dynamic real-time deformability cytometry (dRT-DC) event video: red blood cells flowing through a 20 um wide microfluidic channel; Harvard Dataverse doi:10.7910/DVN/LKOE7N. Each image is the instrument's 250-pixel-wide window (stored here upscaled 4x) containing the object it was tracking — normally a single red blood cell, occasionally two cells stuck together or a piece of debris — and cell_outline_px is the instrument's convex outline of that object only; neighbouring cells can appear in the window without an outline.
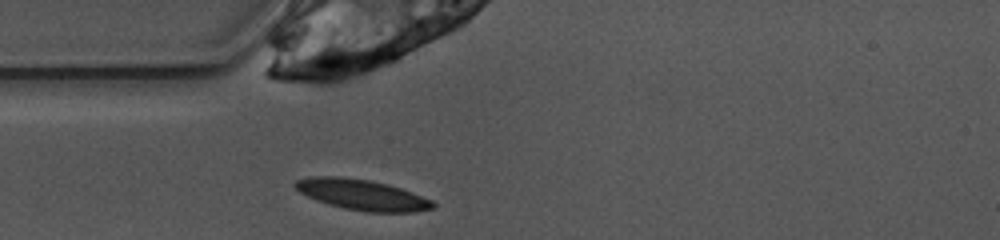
{"species": "common noctule bat (a hibernating species)", "species_latin": "Nyctalus noctula", "temperature_condition": "warm", "stored_images_in_passage": 38, "camera_frame_rate_fps": 3000, "um_per_image_px": 0.085, "animal": {"sex": "female", "body_mass_g": 10.0, "forearm_length_mm": 53.1}, "frame": {"image": 1, "passage_image": 1, "time_ms": 0.0, "image_size_px": [1000, 240], "cell_outline_px": [[436, 208], [416, 212], [368, 212], [344, 208], [328, 204], [316, 200], [300, 192], [292, 184], [296, 180], [312, 176], [340, 176], [372, 180], [388, 184], [412, 192], [432, 200], [436, 204]], "centroid_in_image_um": [30.8, 16.55], "position_along_channel_um": 54.2, "area_um2": 24.74}}
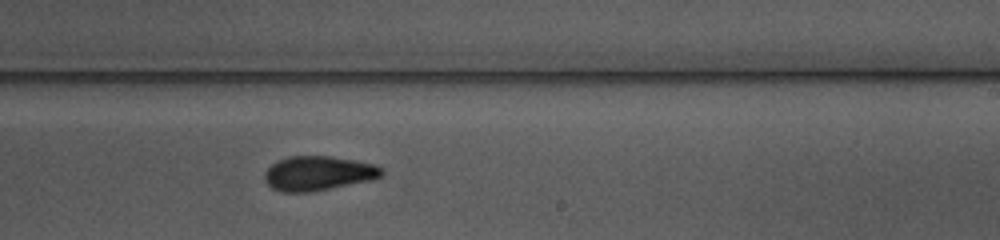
{"frame": {"image": 2, "passage_image": 17, "time_ms": 5.333, "image_size_px": [1000, 240], "cell_outline_px": [[384, 176], [372, 180], [308, 192], [280, 192], [272, 188], [264, 180], [264, 172], [272, 164], [288, 156], [332, 156], [376, 164], [384, 168]], "centroid_in_image_um": [27.08, 14.72], "position_along_channel_um": 261.9, "area_um2": 23.64}}
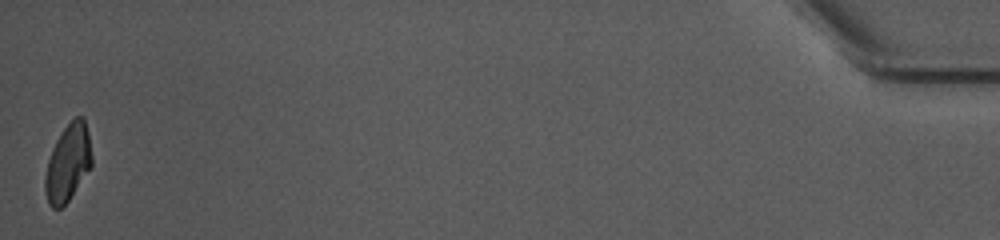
{"frame": {"image": 3, "passage_image": 38, "time_ms": 12.333, "image_size_px": [1000, 240], "cell_outline_px": [[92, 164], [68, 200], [60, 208], [52, 208], [48, 204], [44, 192], [44, 180], [48, 160], [52, 148], [56, 140], [64, 128], [76, 116], [84, 116], [88, 132], [92, 156]], "centroid_in_image_um": [5.75, 13.83], "position_along_channel_um": 429.4, "area_um2": 20.75}, "authors_computed_cell_mechanics": {"area_um2": 23.0622, "velocity_mm_per_s": 3.9137, "shape_relaxation_time_tau1_ms": 4.5845, "shape_relaxation_time_tau2_ms": 2.2687, "deformation_change_tau1": 0.1523, "deformation_change_tau2": 0.0762}}